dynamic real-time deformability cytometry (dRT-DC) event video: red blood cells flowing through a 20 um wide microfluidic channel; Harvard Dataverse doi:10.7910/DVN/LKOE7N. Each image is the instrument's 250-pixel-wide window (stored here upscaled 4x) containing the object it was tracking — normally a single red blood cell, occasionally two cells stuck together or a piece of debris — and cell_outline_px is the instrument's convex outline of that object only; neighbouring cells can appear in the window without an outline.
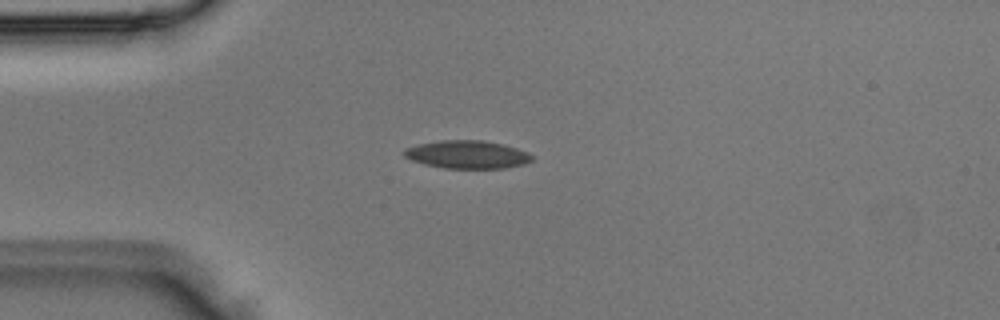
{"species": "Egyptian fruit bat (a non-hibernating species)", "species_latin": "Rousettus aegyptiacus", "temperature_condition": "room temperature", "stored_images_in_passage": 2, "camera_frame_rate_fps": 3000, "um_per_image_px": 0.085, "animal": {"sex": "male"}, "frame": {"image": 1, "passage_image": 1, "time_ms": 0.0, "image_size_px": [1000, 320], "cell_outline_px": [[532, 160], [524, 164], [504, 168], [444, 168], [424, 164], [412, 160], [404, 156], [400, 152], [404, 148], [420, 144], [440, 140], [484, 140], [504, 144], [528, 152], [532, 156]], "centroid_in_image_um": [39.69, 13.13], "position_along_channel_um": 45.3, "area_um2": 20.92}}
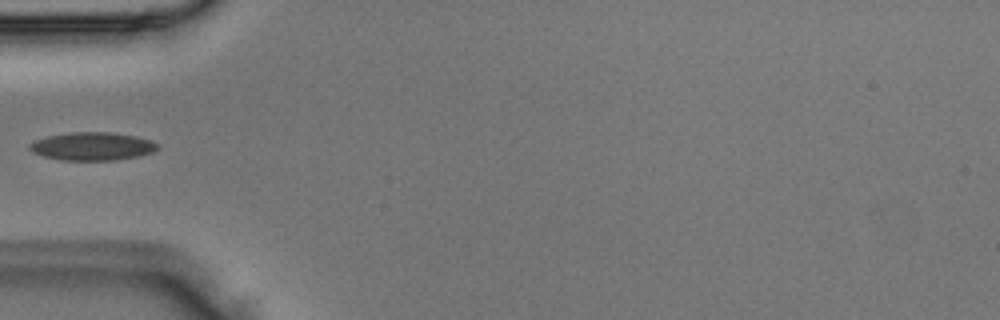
{"frame": {"image": 2, "passage_image": 2, "time_ms": 0.333, "image_size_px": [1000, 320], "cell_outline_px": [[160, 148], [152, 152], [136, 156], [116, 160], [60, 160], [44, 156], [32, 152], [28, 148], [28, 144], [32, 140], [48, 136], [68, 132], [112, 132], [136, 136], [152, 140], [160, 144]], "centroid_in_image_um": [7.84, 12.42], "position_along_channel_um": 77.2, "area_um2": 21.21}}